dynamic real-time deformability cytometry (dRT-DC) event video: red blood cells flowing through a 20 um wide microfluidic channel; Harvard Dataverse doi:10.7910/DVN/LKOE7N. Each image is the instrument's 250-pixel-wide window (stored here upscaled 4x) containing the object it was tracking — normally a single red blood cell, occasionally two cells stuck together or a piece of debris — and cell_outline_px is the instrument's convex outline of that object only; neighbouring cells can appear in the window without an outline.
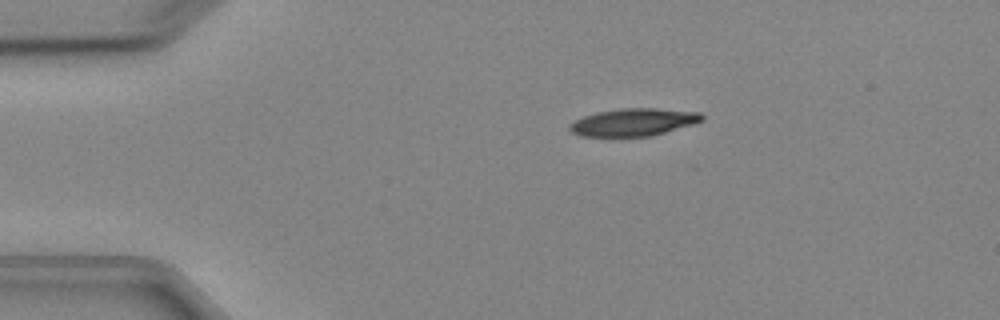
{"species": "Egyptian fruit bat (a non-hibernating species)", "species_latin": "Rousettus aegyptiacus", "temperature_condition": "cold", "stored_images_in_passage": 4, "camera_frame_rate_fps": 3000, "um_per_image_px": 0.085, "animal": {"sex": "female"}, "frame": {"image": 1, "passage_image": 2, "time_ms": 1.0, "image_size_px": [1000, 320], "cell_outline_px": [[704, 120], [696, 124], [652, 136], [580, 136], [572, 132], [568, 128], [568, 124], [584, 116], [596, 112], [620, 108], [656, 108], [700, 112], [704, 116]], "centroid_in_image_um": [53.89, 10.38], "position_along_channel_um": 31.1, "area_um2": 21.44}}